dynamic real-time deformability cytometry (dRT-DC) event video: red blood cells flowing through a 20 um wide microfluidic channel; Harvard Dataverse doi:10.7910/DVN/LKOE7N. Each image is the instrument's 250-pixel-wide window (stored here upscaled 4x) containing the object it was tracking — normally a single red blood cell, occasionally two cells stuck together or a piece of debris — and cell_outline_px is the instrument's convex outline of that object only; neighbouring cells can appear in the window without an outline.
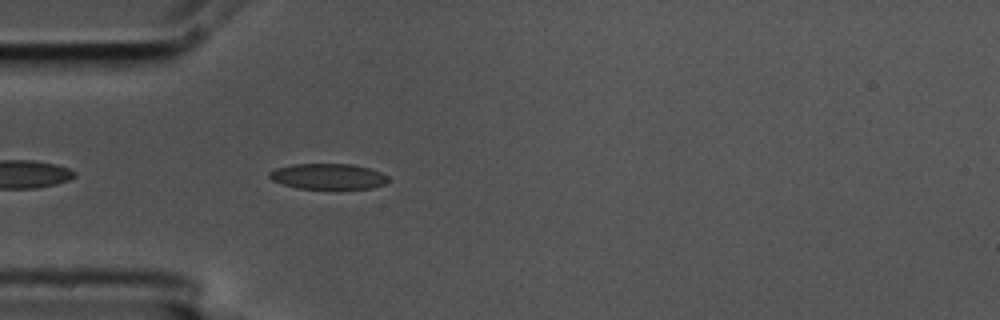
{"species": "common noctule bat (a hibernating species)", "species_latin": "Nyctalus noctula", "temperature_condition": "cold", "stored_images_in_passage": 3, "camera_frame_rate_fps": 3000, "um_per_image_px": 0.085, "animal": {"sex": "male", "body_mass_g": 17.5, "forearm_length_mm": 52.3}, "frame": {"image": 1, "passage_image": 3, "time_ms": 0.667, "image_size_px": [1000, 320], "cell_outline_px": [[388, 180], [384, 184], [372, 188], [296, 188], [272, 180], [268, 176], [268, 172], [276, 168], [292, 164], [352, 164], [368, 168], [380, 172], [388, 176]], "centroid_in_image_um": [27.86, 14.98], "position_along_channel_um": 57.1, "area_um2": 17.57}}